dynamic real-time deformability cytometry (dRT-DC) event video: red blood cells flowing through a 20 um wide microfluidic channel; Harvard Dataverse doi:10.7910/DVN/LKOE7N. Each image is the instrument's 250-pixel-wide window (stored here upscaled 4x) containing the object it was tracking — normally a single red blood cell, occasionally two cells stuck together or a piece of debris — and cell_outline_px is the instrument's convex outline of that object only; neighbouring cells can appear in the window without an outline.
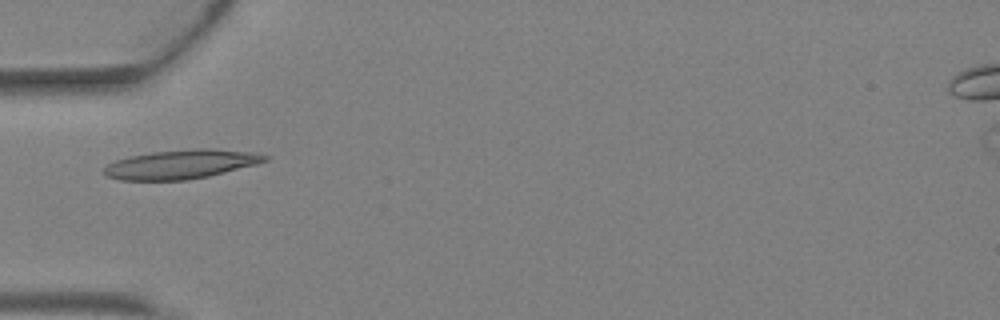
{"species": "Egyptian fruit bat (a non-hibernating species)", "species_latin": "Rousettus aegyptiacus", "temperature_condition": "warm", "stored_images_in_passage": 4, "camera_frame_rate_fps": 3000, "um_per_image_px": 0.085, "animal": {"sex": "female"}, "frame": {"image": 1, "passage_image": 4, "time_ms": 1.0, "image_size_px": [1000, 320], "cell_outline_px": [[268, 160], [256, 164], [208, 176], [188, 180], [120, 180], [108, 176], [100, 172], [108, 164], [116, 160], [132, 156], [152, 152], [200, 148], [208, 148], [252, 152], [268, 156]], "centroid_in_image_um": [15.36, 13.97], "position_along_channel_um": 69.6, "area_um2": 26.99}}